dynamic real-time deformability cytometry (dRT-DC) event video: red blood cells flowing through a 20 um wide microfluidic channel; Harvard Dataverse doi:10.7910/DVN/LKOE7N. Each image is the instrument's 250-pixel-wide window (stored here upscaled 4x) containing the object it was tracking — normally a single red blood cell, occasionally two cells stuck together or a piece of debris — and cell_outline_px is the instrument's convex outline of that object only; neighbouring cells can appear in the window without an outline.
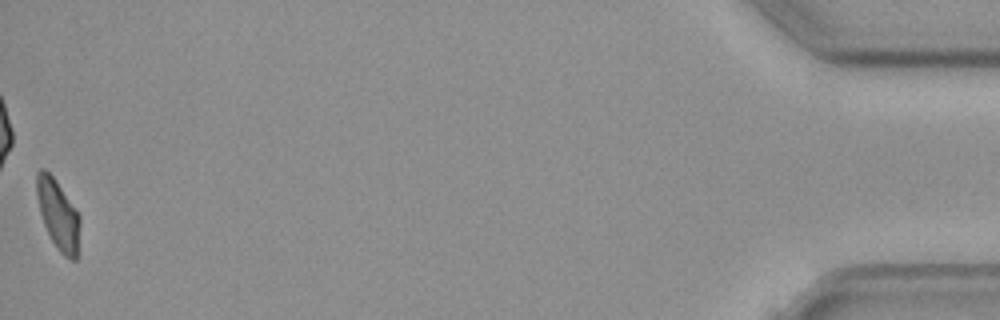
{"species": "common noctule bat (a hibernating species)", "species_latin": "Nyctalus noctula", "temperature_condition": "cold", "stored_images_in_passage": 57, "camera_frame_rate_fps": 3000, "um_per_image_px": 0.085, "animal": {"sex": "female", "body_mass_g": 19.3, "forearm_length_mm": 54.1}, "frame": {"image": 1, "passage_image": 57, "time_ms": 18.667, "image_size_px": [1000, 320], "cell_outline_px": [[80, 224], [76, 260], [72, 260], [64, 256], [60, 252], [52, 240], [44, 224], [40, 212], [36, 196], [36, 172], [40, 168], [44, 168], [52, 176], [76, 208], [80, 216]], "centroid_in_image_um": [4.93, 18.22], "position_along_channel_um": 430.3, "area_um2": 17.46}, "authors_computed_cell_mechanics": {"area_um2": 19.1318, "velocity_mm_per_s": 3.5999, "shape_relaxation_time_tau1_ms": 8.3812, "shape_relaxation_time_tau2_ms": null, "deformation_change_tau1": 0.1047, "deformation_change_tau2": null}}